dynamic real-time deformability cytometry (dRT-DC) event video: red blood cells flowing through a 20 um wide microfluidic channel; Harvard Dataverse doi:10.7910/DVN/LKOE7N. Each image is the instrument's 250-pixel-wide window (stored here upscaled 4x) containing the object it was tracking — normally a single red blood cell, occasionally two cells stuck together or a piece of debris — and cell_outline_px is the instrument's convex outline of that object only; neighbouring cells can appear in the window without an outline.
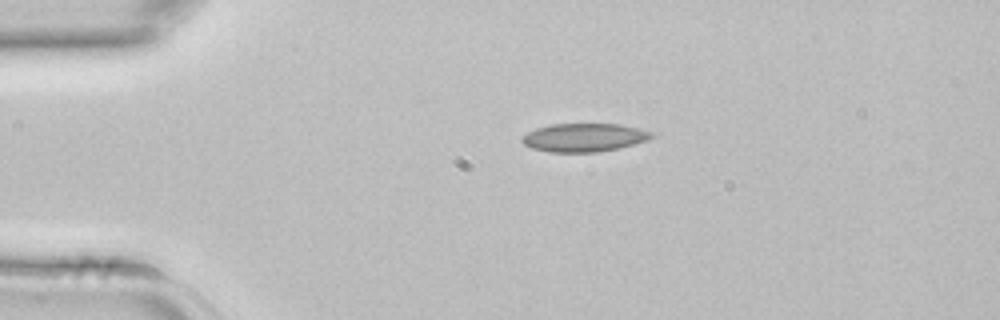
{"species": "common noctule bat (a hibernating species)", "species_latin": "Nyctalus noctula", "temperature_condition": "room temperature", "stored_images_in_passage": 2, "camera_frame_rate_fps": 3000, "um_per_image_px": 0.085, "animal": {"sex": "female", "body_mass_g": 22.7, "forearm_length_mm": 54.2}, "frame": {"image": 1, "passage_image": 2, "time_ms": 0.333, "image_size_px": [1000, 320], "cell_outline_px": [[656, 136], [648, 140], [616, 148], [596, 152], [548, 152], [532, 148], [524, 144], [520, 140], [528, 132], [536, 128], [552, 124], [620, 124], [640, 128], [652, 132]], "centroid_in_image_um": [49.66, 11.68], "position_along_channel_um": 35.3, "area_um2": 21.33}}